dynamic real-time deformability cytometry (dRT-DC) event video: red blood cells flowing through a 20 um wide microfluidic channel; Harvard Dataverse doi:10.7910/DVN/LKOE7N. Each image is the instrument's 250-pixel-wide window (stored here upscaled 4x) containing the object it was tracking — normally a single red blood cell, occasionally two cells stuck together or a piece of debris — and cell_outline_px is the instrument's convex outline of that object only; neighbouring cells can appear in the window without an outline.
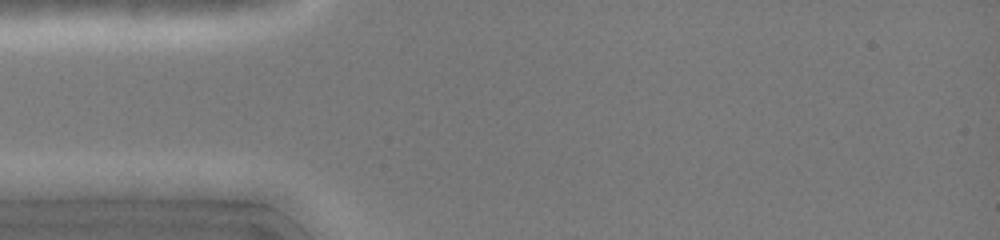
{"species": "common noctule bat (a hibernating species)", "species_latin": "Nyctalus noctula", "temperature_condition": "cold", "stored_images_in_passage": 1, "camera_frame_rate_fps": 3000, "um_per_image_px": 0.085, "animal": {"sex": "female", "body_mass_g": 19.0, "forearm_length_mm": 51.5}, "frame": {"image": 1, "passage_image": 1, "time_ms": 0.0, "image_size_px": [1000, 240], "cell_outline_px": [[260, 148], [256, 152], [152, 152], [124, 148], [124, 144], [140, 136], [192, 136], [240, 140], [252, 144]], "centroid_in_image_um": [16.07, 12.29], "position_along_channel_um": 68.9, "area_um2": 13.01}}